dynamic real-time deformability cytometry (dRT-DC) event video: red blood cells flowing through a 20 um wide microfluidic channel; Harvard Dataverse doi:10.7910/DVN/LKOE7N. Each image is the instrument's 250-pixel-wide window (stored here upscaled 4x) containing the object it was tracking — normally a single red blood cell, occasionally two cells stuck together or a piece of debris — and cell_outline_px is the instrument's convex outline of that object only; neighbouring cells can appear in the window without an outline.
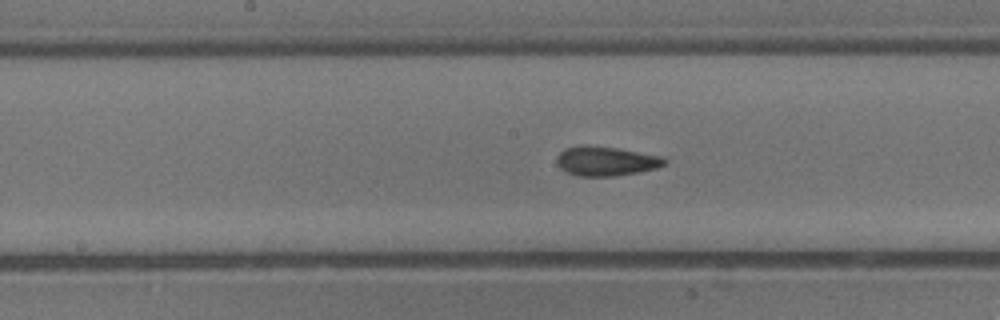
{"species": "common noctule bat (a hibernating species)", "species_latin": "Nyctalus noctula", "temperature_condition": "cold", "stored_images_in_passage": 29, "camera_frame_rate_fps": 3000, "um_per_image_px": 0.085, "animal": {"sex": "male", "body_mass_g": 13.3}, "frame": {"image": 1, "passage_image": 14, "time_ms": 4.333, "image_size_px": [1000, 320], "cell_outline_px": [[668, 164], [656, 168], [640, 172], [612, 176], [576, 176], [560, 168], [556, 164], [556, 156], [564, 148], [584, 144], [588, 144], [616, 148], [664, 156], [668, 160]], "centroid_in_image_um": [51.52, 13.68], "position_along_channel_um": 196.7, "area_um2": 18.84}}
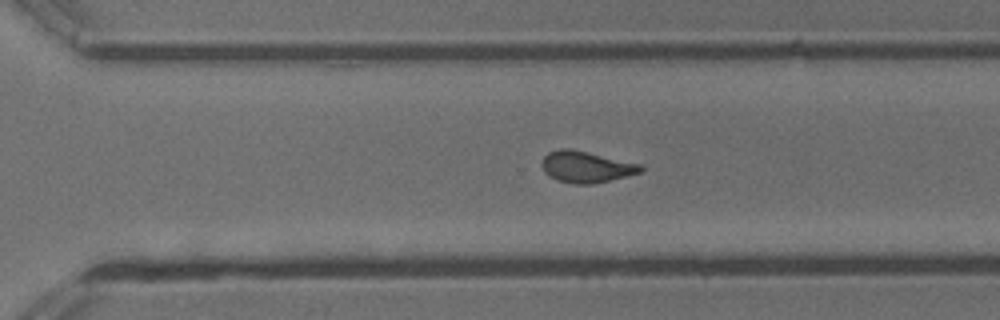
{"frame": {"image": 2, "passage_image": 24, "time_ms": 7.667, "image_size_px": [1000, 320], "cell_outline_px": [[644, 168], [640, 172], [628, 176], [592, 184], [572, 184], [556, 180], [548, 176], [544, 172], [540, 164], [544, 156], [548, 152], [560, 148], [568, 148], [588, 152], [640, 164]], "centroid_in_image_um": [49.77, 14.19], "position_along_channel_um": 320.8, "area_um2": 18.15}}
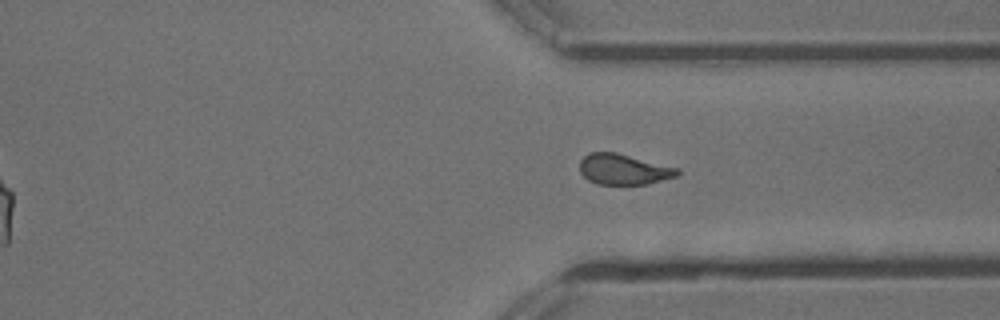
{"frame": {"image": 3, "passage_image": 27, "time_ms": 8.667, "image_size_px": [1000, 320], "cell_outline_px": [[680, 172], [676, 176], [644, 184], [596, 184], [588, 180], [580, 172], [580, 160], [588, 152], [616, 152], [680, 168]], "centroid_in_image_um": [52.99, 14.38], "position_along_channel_um": 358.4, "area_um2": 17.4}}